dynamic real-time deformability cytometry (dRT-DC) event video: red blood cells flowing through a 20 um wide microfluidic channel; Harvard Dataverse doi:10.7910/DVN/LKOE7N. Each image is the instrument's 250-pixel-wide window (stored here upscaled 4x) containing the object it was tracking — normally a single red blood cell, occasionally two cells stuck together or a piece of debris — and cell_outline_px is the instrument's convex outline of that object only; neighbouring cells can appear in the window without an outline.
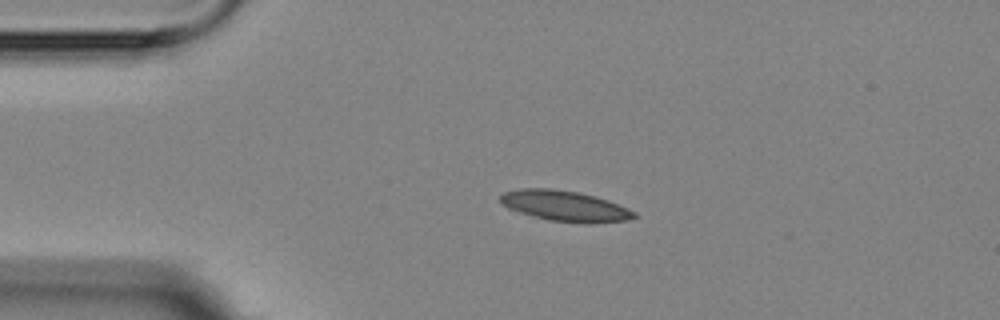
{"species": "Egyptian fruit bat (a non-hibernating species)", "species_latin": "Rousettus aegyptiacus", "temperature_condition": "room temperature", "stored_images_in_passage": 4, "camera_frame_rate_fps": 3000, "um_per_image_px": 0.085, "animal": {"sex": "female"}, "frame": {"image": 1, "passage_image": 2, "time_ms": 1.0, "image_size_px": [1000, 320], "cell_outline_px": [[636, 216], [628, 220], [588, 224], [548, 220], [520, 212], [508, 208], [500, 200], [500, 196], [504, 192], [520, 188], [552, 188], [580, 192], [596, 196], [608, 200], [628, 208], [636, 212]], "centroid_in_image_um": [48.05, 17.5], "position_along_channel_um": 37.0, "area_um2": 23.93}}